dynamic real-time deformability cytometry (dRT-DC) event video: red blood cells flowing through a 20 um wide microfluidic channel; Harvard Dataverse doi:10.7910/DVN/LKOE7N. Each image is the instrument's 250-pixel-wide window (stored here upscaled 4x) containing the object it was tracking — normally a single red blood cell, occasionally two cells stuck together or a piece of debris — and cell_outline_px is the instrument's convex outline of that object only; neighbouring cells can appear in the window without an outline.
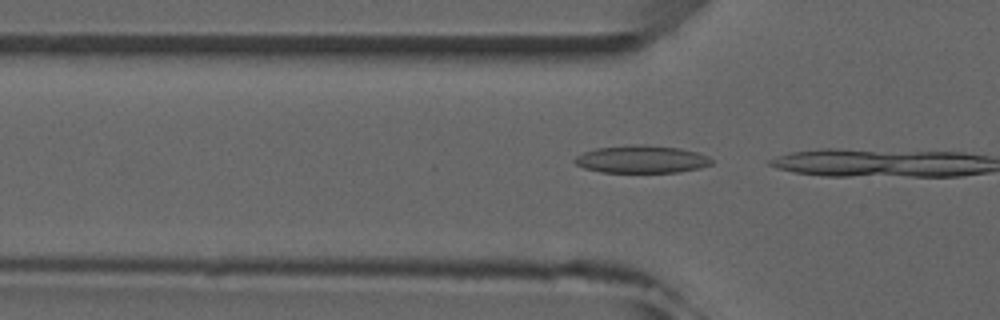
{"species": "common noctule bat (a hibernating species)", "species_latin": "Nyctalus noctula", "temperature_condition": "room temperature", "stored_images_in_passage": 6, "camera_frame_rate_fps": 3000, "um_per_image_px": 0.085, "animal": {"sex": "male", "forearm_length_mm": 52.5}, "frame": {"image": 1, "passage_image": 6, "time_ms": 6.0, "image_size_px": [1000, 320], "cell_outline_px": [[712, 164], [700, 168], [676, 172], [600, 172], [584, 168], [576, 164], [572, 160], [576, 156], [584, 152], [596, 148], [632, 144], [644, 144], [680, 148], [696, 152], [708, 156], [712, 160]], "centroid_in_image_um": [54.51, 13.53], "position_along_channel_um": 71.3, "area_um2": 22.08}}